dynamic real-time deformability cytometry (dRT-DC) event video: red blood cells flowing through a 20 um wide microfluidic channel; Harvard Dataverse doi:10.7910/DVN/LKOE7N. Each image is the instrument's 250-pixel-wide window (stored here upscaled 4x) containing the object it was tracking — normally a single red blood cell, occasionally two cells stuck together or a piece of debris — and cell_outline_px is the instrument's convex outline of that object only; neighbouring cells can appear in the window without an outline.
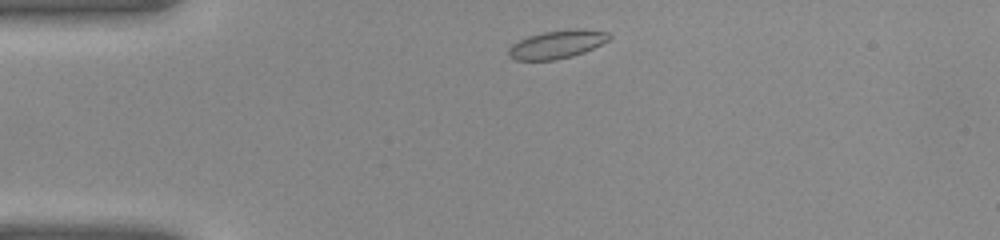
{"species": "common noctule bat (a hibernating species)", "species_latin": "Nyctalus noctula", "temperature_condition": "warm", "stored_images_in_passage": 10, "camera_frame_rate_fps": 3000, "um_per_image_px": 0.085, "animal": {"sex": "female", "body_mass_g": 22.0, "forearm_length_mm": 56.7}, "frame": {"image": 1, "passage_image": 1, "time_ms": 0.0, "image_size_px": [1000, 240], "cell_outline_px": [[612, 36], [608, 40], [584, 52], [572, 56], [556, 60], [516, 60], [508, 56], [508, 48], [512, 44], [528, 36], [544, 32], [572, 28], [576, 28], [608, 32]], "centroid_in_image_um": [47.33, 3.77], "position_along_channel_um": 37.7, "area_um2": 16.47}}
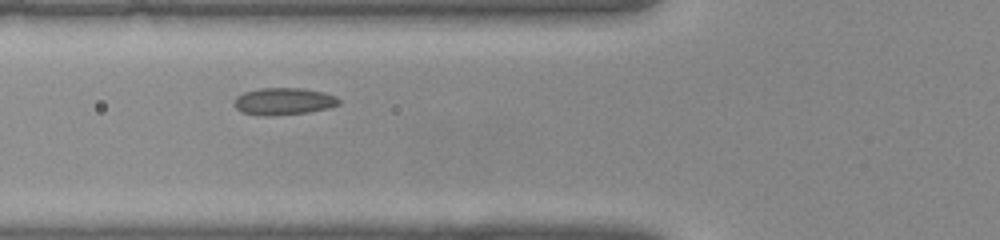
{"frame": {"image": 2, "passage_image": 7, "time_ms": 2.0, "image_size_px": [1000, 240], "cell_outline_px": [[340, 104], [328, 108], [308, 112], [272, 116], [264, 116], [240, 112], [232, 104], [236, 96], [244, 92], [260, 88], [300, 88], [324, 92], [336, 96], [340, 100]], "centroid_in_image_um": [24.08, 8.62], "position_along_channel_um": 101.7, "area_um2": 16.7}}
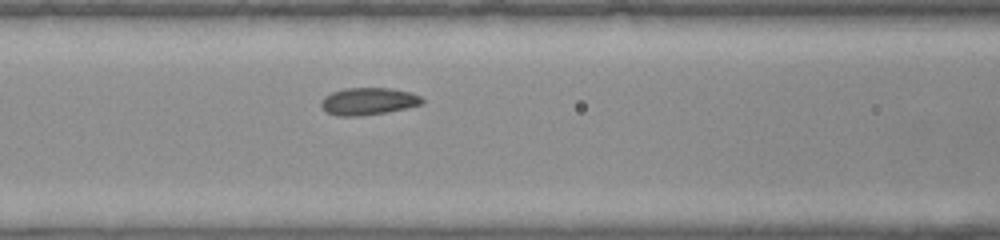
{"frame": {"image": 3, "passage_image": 9, "time_ms": 2.667, "image_size_px": [1000, 240], "cell_outline_px": [[424, 104], [388, 112], [356, 116], [336, 116], [324, 112], [320, 104], [320, 100], [324, 96], [332, 92], [344, 88], [392, 88], [412, 92], [420, 96], [424, 100]], "centroid_in_image_um": [31.29, 8.61], "position_along_channel_um": 135.3, "area_um2": 16.36}}